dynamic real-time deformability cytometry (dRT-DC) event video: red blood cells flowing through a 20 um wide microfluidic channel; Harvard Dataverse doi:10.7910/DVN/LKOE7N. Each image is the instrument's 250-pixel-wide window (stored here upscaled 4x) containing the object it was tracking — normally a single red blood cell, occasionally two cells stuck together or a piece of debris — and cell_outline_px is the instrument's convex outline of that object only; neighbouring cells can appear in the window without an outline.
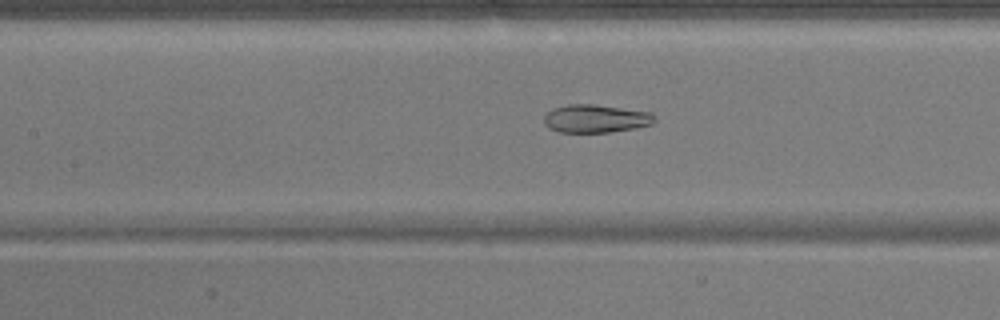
{"species": "common noctule bat (a hibernating species)", "species_latin": "Nyctalus noctula", "temperature_condition": "warm", "stored_images_in_passage": 45, "camera_frame_rate_fps": 3000, "um_per_image_px": 0.085, "animal": {"sex": "male", "body_mass_g": 17.9}, "frame": {"image": 1, "passage_image": 16, "time_ms": 5.0, "image_size_px": [1000, 320], "cell_outline_px": [[656, 120], [652, 124], [636, 128], [608, 132], [560, 132], [548, 128], [544, 124], [544, 116], [552, 108], [568, 104], [596, 104], [652, 112], [656, 116]], "centroid_in_image_um": [50.65, 10.07], "position_along_channel_um": 156.7, "area_um2": 18.32}}
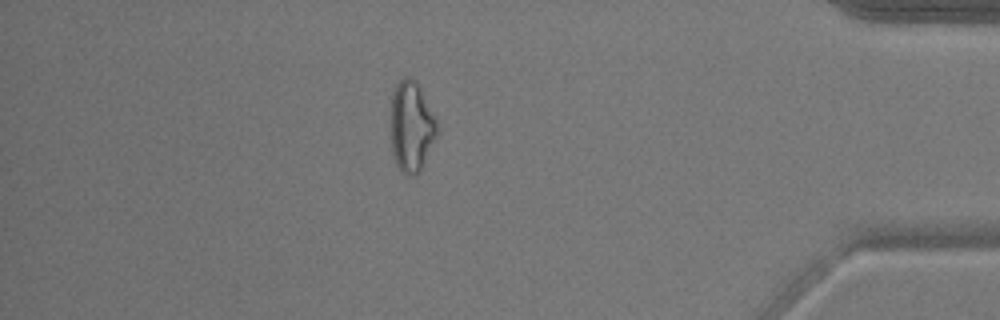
{"frame": {"image": 2, "passage_image": 38, "time_ms": 12.333, "image_size_px": [1000, 320], "cell_outline_px": [[436, 132], [420, 168], [416, 176], [412, 176], [404, 172], [396, 164], [392, 152], [392, 92], [396, 84], [404, 76], [412, 76], [416, 80], [436, 120]], "centroid_in_image_um": [34.93, 10.68], "position_along_channel_um": 400.3, "area_um2": 23.47}}
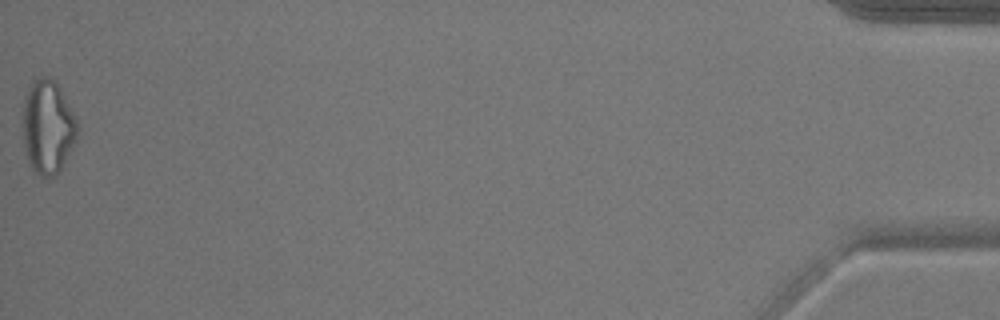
{"frame": {"image": 3, "passage_image": 45, "time_ms": 14.667, "image_size_px": [1000, 320], "cell_outline_px": [[76, 140], [72, 148], [56, 176], [40, 176], [32, 168], [28, 160], [24, 148], [24, 100], [28, 88], [32, 80], [36, 76], [52, 76], [56, 80], [76, 116]], "centroid_in_image_um": [4.06, 10.73], "position_along_channel_um": 431.1, "area_um2": 29.77}, "authors_computed_cell_mechanics": {"area_um2": 22.5998, "velocity_mm_per_s": 3.8654, "shape_relaxation_time_tau1_ms": null, "shape_relaxation_time_tau2_ms": 2.0147, "deformation_change_tau1": null, "deformation_change_tau2": 0.0704}}